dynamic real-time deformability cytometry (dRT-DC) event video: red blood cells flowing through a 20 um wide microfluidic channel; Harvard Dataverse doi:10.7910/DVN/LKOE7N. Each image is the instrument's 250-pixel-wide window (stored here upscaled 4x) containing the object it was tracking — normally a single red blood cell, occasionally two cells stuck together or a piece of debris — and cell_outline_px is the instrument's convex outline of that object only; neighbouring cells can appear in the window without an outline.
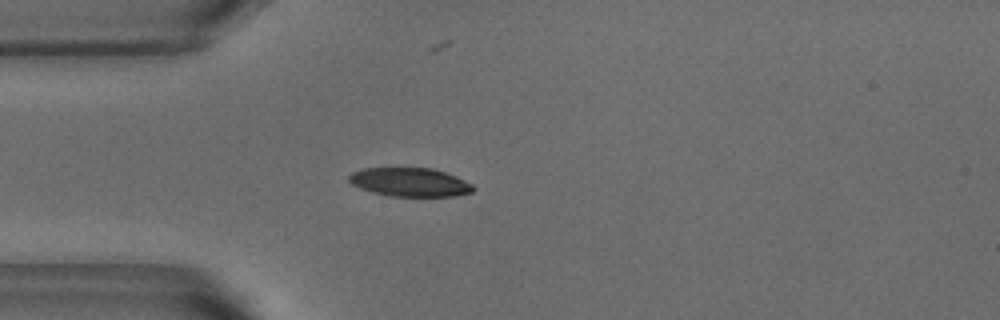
{"species": "common noctule bat (a hibernating species)", "species_latin": "Nyctalus noctula", "temperature_condition": "warm", "stored_images_in_passage": 39, "camera_frame_rate_fps": 3000, "um_per_image_px": 0.085, "animal": {"sex": "male", "body_mass_g": 18.8}, "frame": {"image": 1, "passage_image": 1, "time_ms": 0.0, "image_size_px": [1000, 320], "cell_outline_px": [[476, 188], [472, 192], [456, 196], [388, 196], [372, 192], [360, 188], [352, 184], [348, 180], [348, 176], [352, 172], [360, 168], [432, 168], [456, 176], [472, 184]], "centroid_in_image_um": [34.83, 15.48], "position_along_channel_um": 50.2, "area_um2": 20.87}}
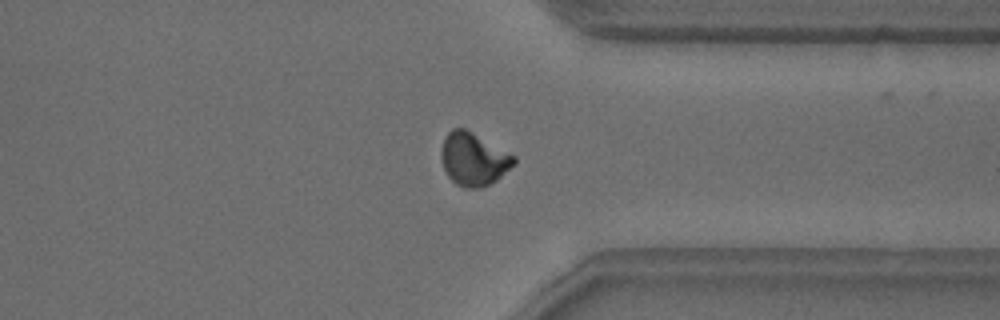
{"frame": {"image": 2, "passage_image": 27, "time_ms": 8.667, "image_size_px": [1000, 320], "cell_outline_px": [[516, 164], [496, 180], [480, 188], [464, 188], [456, 184], [448, 176], [444, 168], [440, 152], [444, 140], [448, 132], [452, 128], [464, 128], [516, 156]], "centroid_in_image_um": [40.26, 13.53], "position_along_channel_um": 371.1, "area_um2": 22.25}}
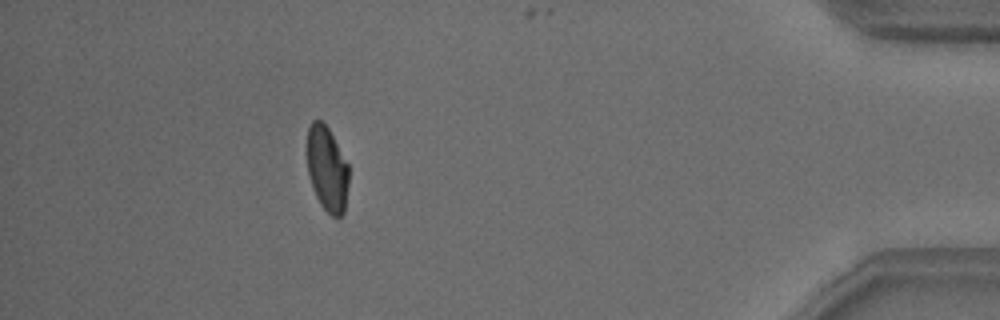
{"frame": {"image": 3, "passage_image": 34, "time_ms": 11.0, "image_size_px": [1000, 320], "cell_outline_px": [[348, 184], [344, 212], [340, 216], [332, 216], [320, 204], [316, 196], [308, 172], [308, 128], [312, 120], [320, 120], [328, 128], [348, 164]], "centroid_in_image_um": [27.81, 14.36], "position_along_channel_um": 407.4, "area_um2": 20.23}, "authors_computed_cell_mechanics": {"area_um2": 21.7328, "velocity_mm_per_s": 3.8214, "shape_relaxation_time_tau1_ms": 3.1331, "shape_relaxation_time_tau2_ms": 1.4883, "deformation_change_tau1": 0.1293, "deformation_change_tau2": 0.0517}}